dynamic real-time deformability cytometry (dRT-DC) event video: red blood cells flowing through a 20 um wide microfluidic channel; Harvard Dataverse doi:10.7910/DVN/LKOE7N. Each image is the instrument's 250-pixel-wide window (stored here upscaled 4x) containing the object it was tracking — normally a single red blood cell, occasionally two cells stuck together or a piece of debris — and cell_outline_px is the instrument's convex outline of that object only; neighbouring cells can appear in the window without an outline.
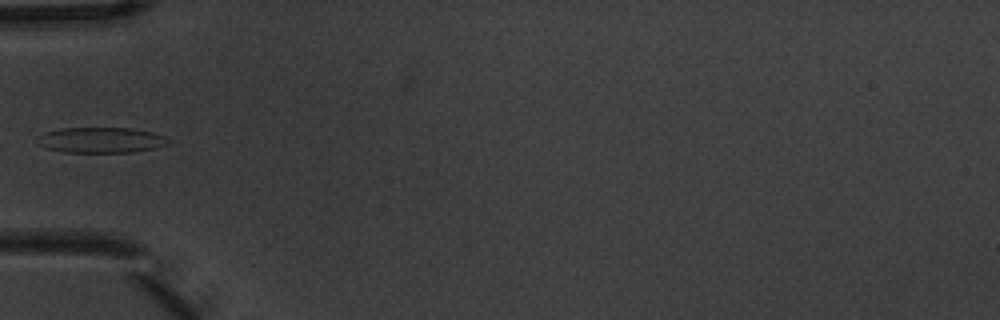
{"species": "common noctule bat (a hibernating species)", "species_latin": "Nyctalus noctula", "temperature_condition": "warm", "stored_images_in_passage": 6, "camera_frame_rate_fps": 3000, "um_per_image_px": 0.085, "animal": {"sex": "male", "body_mass_g": 20.1, "forearm_length_mm": 53.5}, "frame": {"image": 1, "passage_image": 6, "time_ms": 1.667, "image_size_px": [1000, 320], "cell_outline_px": [[168, 144], [156, 148], [132, 152], [64, 152], [48, 148], [36, 144], [36, 136], [44, 132], [60, 128], [132, 128], [152, 132], [164, 136], [168, 140]], "centroid_in_image_um": [8.53, 11.9], "position_along_channel_um": 76.5, "area_um2": 19.59}}